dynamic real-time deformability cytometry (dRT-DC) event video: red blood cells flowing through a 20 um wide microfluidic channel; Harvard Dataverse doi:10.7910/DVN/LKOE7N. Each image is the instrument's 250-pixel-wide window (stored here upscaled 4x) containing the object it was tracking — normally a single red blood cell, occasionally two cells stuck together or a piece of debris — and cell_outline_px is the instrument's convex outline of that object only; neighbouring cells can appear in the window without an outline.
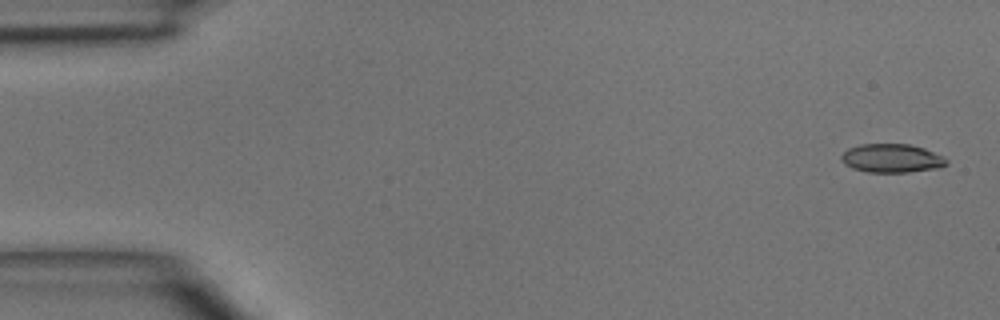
{"species": "common noctule bat (a hibernating species)", "species_latin": "Nyctalus noctula", "temperature_condition": "room temperature", "stored_images_in_passage": 12, "camera_frame_rate_fps": 3000, "um_per_image_px": 0.085, "animal": {"sex": "male", "body_mass_g": 15.6}, "frame": {"image": 1, "passage_image": 1, "time_ms": 0.0, "image_size_px": [1000, 320], "cell_outline_px": [[948, 164], [940, 168], [908, 172], [868, 172], [852, 168], [844, 164], [840, 160], [840, 156], [848, 148], [860, 144], [908, 144], [924, 148], [944, 156], [948, 160]], "centroid_in_image_um": [75.81, 13.45], "position_along_channel_um": 9.2, "area_um2": 17.74}}